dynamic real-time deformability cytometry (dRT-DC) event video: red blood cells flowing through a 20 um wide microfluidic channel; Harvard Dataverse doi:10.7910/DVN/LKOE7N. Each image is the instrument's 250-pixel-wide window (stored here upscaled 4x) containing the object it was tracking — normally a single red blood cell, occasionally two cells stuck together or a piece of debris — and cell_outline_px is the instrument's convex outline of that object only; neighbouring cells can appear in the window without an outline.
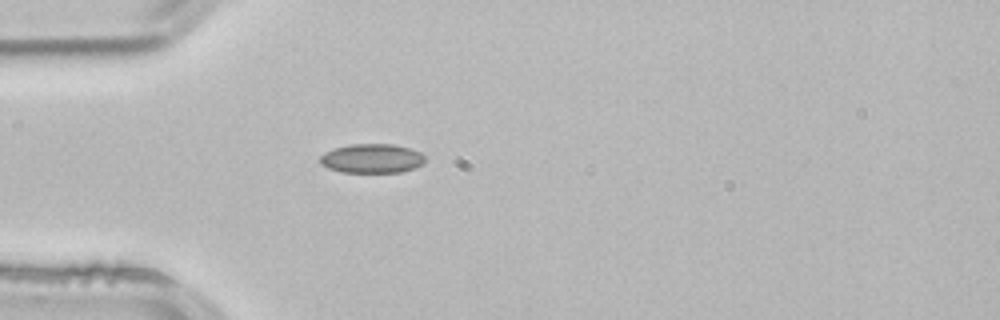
{"species": "common noctule bat (a hibernating species)", "species_latin": "Nyctalus noctula", "temperature_condition": "room temperature", "stored_images_in_passage": 4, "camera_frame_rate_fps": 3000, "um_per_image_px": 0.085, "animal": {"sex": "male", "body_mass_g": 21.5, "forearm_length_mm": 52.0}, "frame": {"image": 1, "passage_image": 4, "time_ms": 1.0, "image_size_px": [1000, 320], "cell_outline_px": [[424, 164], [416, 168], [400, 172], [340, 172], [328, 168], [320, 164], [320, 156], [324, 152], [336, 148], [352, 144], [392, 144], [408, 148], [420, 152], [424, 156]], "centroid_in_image_um": [31.61, 13.48], "position_along_channel_um": 53.4, "area_um2": 17.86}}